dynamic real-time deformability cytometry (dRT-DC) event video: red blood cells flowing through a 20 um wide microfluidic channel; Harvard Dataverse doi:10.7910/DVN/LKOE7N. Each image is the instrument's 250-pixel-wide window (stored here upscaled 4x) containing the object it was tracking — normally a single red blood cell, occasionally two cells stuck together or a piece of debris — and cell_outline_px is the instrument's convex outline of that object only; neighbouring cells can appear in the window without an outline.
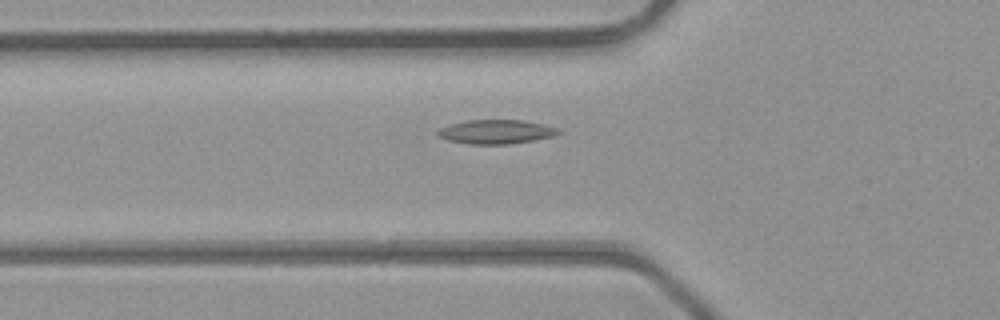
{"species": "common noctule bat (a hibernating species)", "species_latin": "Nyctalus noctula", "temperature_condition": "room temperature", "stored_images_in_passage": 32, "camera_frame_rate_fps": 3000, "um_per_image_px": 0.085, "animal": {"sex": "male", "body_mass_g": 23.1, "forearm_length_mm": 52.7}, "frame": {"image": 1, "passage_image": 2, "time_ms": 0.333, "image_size_px": [1000, 320], "cell_outline_px": [[560, 132], [552, 136], [536, 140], [508, 144], [468, 144], [448, 140], [440, 136], [436, 132], [440, 128], [448, 124], [468, 120], [520, 120], [544, 124], [560, 128]], "centroid_in_image_um": [42.17, 11.2], "position_along_channel_um": 83.6, "area_um2": 16.94}}
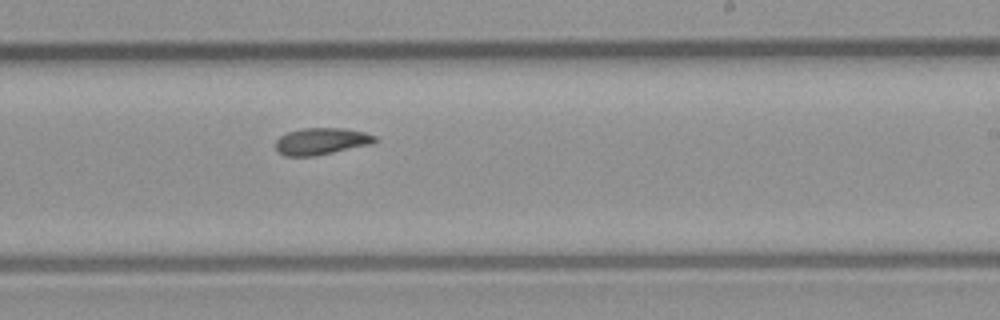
{"frame": {"image": 2, "passage_image": 14, "time_ms": 4.333, "image_size_px": [1000, 320], "cell_outline_px": [[380, 140], [372, 144], [312, 156], [284, 156], [276, 148], [276, 140], [280, 136], [288, 132], [304, 128], [344, 128], [364, 132], [376, 136]], "centroid_in_image_um": [27.34, 12.0], "position_along_channel_um": 261.7, "area_um2": 15.43}}
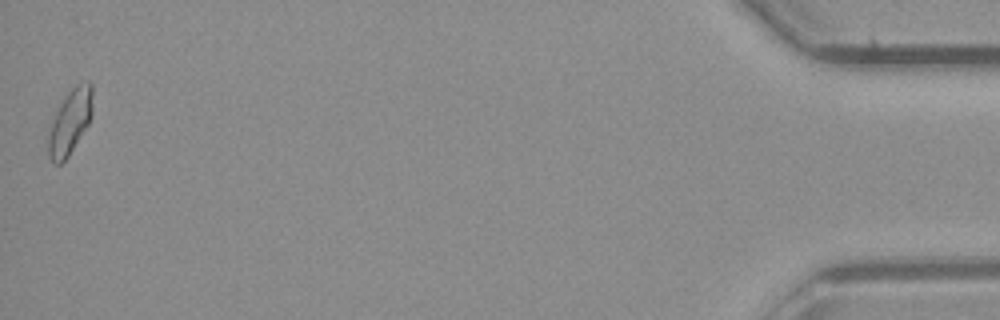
{"frame": {"image": 3, "passage_image": 32, "time_ms": 10.333, "image_size_px": [1000, 320], "cell_outline_px": [[92, 112], [88, 124], [68, 156], [60, 164], [52, 164], [48, 156], [48, 132], [56, 108], [64, 96], [76, 84], [88, 80], [92, 84]], "centroid_in_image_um": [5.93, 10.33], "position_along_channel_um": 429.3, "area_um2": 16.88}, "authors_computed_cell_mechanics": {"area_um2": 15.4326, "velocity_mm_per_s": 4.4264, "shape_relaxation_time_tau1_ms": null, "shape_relaxation_time_tau2_ms": 2.7628, "deformation_change_tau1": null, "deformation_change_tau2": 0.0855}}